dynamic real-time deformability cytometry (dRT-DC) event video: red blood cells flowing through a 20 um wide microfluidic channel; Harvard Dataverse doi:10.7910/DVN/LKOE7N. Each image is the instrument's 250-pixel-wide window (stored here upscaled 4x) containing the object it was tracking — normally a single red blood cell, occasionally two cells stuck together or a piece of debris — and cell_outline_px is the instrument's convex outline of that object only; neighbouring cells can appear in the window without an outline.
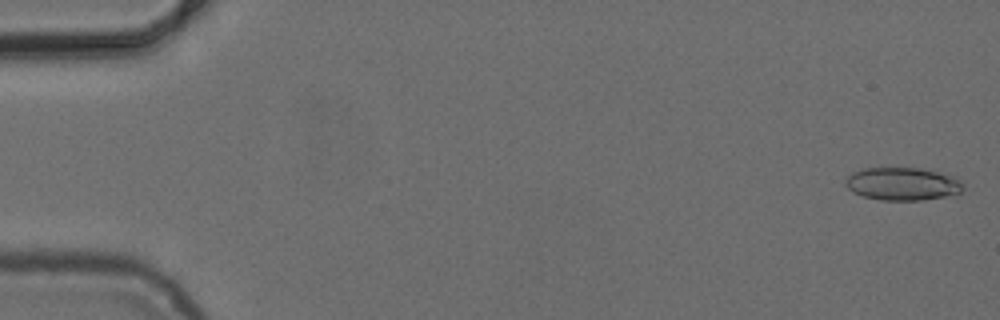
{"species": "common noctule bat (a hibernating species)", "species_latin": "Nyctalus noctula", "temperature_condition": "cold", "stored_images_in_passage": 8, "camera_frame_rate_fps": 3000, "um_per_image_px": 0.085, "animal": {"sex": "female", "body_mass_g": 24.6, "forearm_length_mm": 56.2}, "frame": {"image": 1, "passage_image": 1, "time_ms": 0.0, "image_size_px": [1000, 320], "cell_outline_px": [[964, 188], [960, 192], [944, 196], [920, 200], [880, 200], [864, 196], [852, 192], [844, 184], [844, 180], [852, 172], [864, 168], [920, 168], [936, 172], [960, 180], [964, 184]], "centroid_in_image_um": [76.65, 15.63], "position_along_channel_um": 8.3, "area_um2": 22.31}}
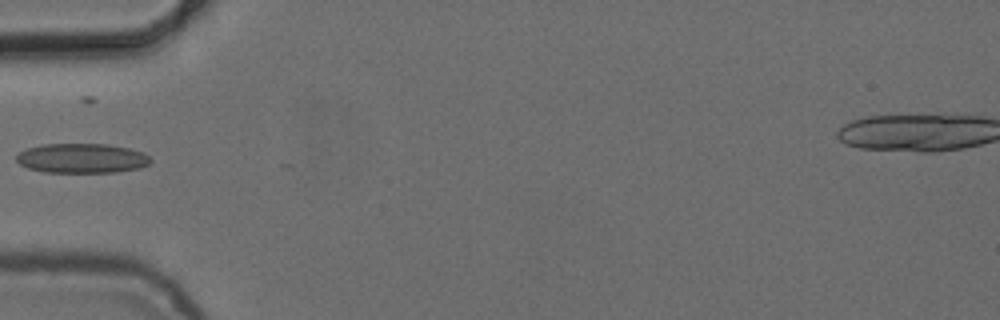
{"frame": {"image": 2, "passage_image": 5, "time_ms": 5.667, "image_size_px": [1000, 320], "cell_outline_px": [[152, 160], [148, 164], [140, 168], [116, 172], [44, 172], [28, 168], [20, 164], [16, 160], [16, 156], [20, 152], [28, 148], [40, 144], [108, 144], [128, 148], [144, 152]], "centroid_in_image_um": [6.96, 13.45], "position_along_channel_um": 78.0, "area_um2": 23.18}}
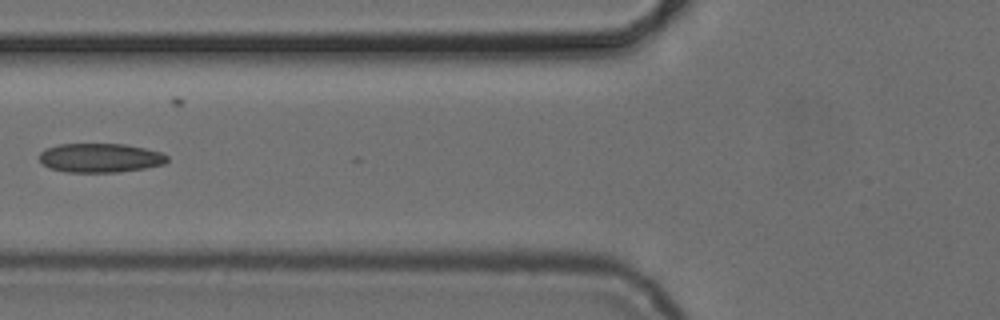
{"frame": {"image": 3, "passage_image": 6, "time_ms": 6.667, "image_size_px": [1000, 320], "cell_outline_px": [[168, 160], [164, 164], [144, 168], [120, 172], [68, 172], [48, 168], [40, 160], [40, 152], [48, 148], [60, 144], [124, 144], [144, 148], [160, 152], [168, 156]], "centroid_in_image_um": [8.53, 13.42], "position_along_channel_um": 117.3, "area_um2": 21.56}}